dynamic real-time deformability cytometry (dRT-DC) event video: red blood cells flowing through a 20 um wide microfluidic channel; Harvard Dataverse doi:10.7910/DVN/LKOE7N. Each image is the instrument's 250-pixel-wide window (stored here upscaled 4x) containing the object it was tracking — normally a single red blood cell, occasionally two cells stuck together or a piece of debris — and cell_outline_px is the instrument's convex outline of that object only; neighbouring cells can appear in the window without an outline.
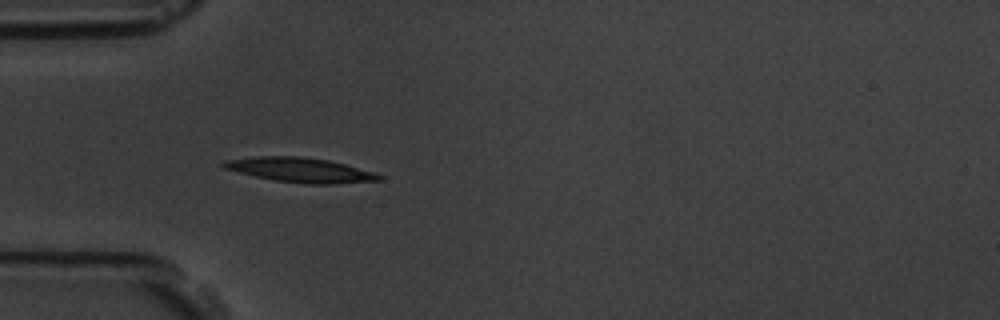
{"species": "common noctule bat (a hibernating species)", "species_latin": "Nyctalus noctula", "temperature_condition": "room temperature", "stored_images_in_passage": 4, "camera_frame_rate_fps": 3000, "um_per_image_px": 0.085, "animal": {"sex": "male", "body_mass_g": 19.5, "forearm_length_mm": 54.6}, "frame": {"image": 1, "passage_image": 4, "time_ms": 3.333, "image_size_px": [1000, 320], "cell_outline_px": [[384, 176], [380, 180], [336, 184], [312, 184], [276, 180], [256, 176], [224, 168], [220, 164], [224, 160], [256, 156], [300, 156], [328, 160], [344, 164], [372, 172]], "centroid_in_image_um": [25.51, 14.44], "position_along_channel_um": 59.5, "area_um2": 21.96}}